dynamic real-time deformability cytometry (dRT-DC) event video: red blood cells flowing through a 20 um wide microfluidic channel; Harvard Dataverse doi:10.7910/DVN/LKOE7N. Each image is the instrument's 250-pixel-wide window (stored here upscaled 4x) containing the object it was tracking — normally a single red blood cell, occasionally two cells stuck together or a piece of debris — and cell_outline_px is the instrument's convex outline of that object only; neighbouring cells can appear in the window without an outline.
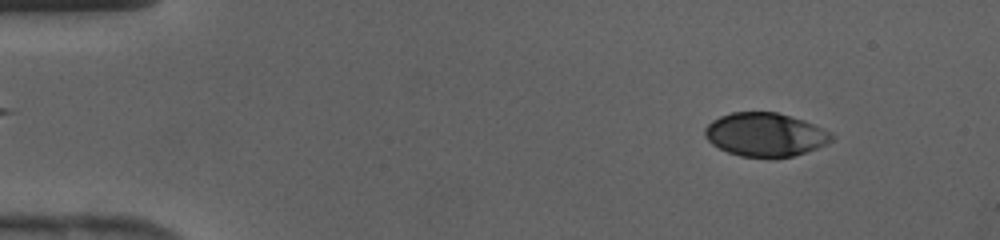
{"species": "human", "species_latin": "Homo sapiens", "temperature_condition": "cold", "stored_images_in_passage": 41, "camera_frame_rate_fps": 3000, "um_per_image_px": 0.085, "donor": {"sex": "female"}, "frame": {"image": 1, "passage_image": 4, "time_ms": 1.0, "image_size_px": [1000, 240], "cell_outline_px": [[832, 140], [816, 148], [792, 156], [740, 156], [728, 152], [712, 144], [704, 136], [704, 128], [712, 120], [720, 116], [732, 112], [776, 112], [804, 120], [828, 132], [832, 136]], "centroid_in_image_um": [64.98, 11.42], "position_along_channel_um": 20.0, "area_um2": 31.5}}
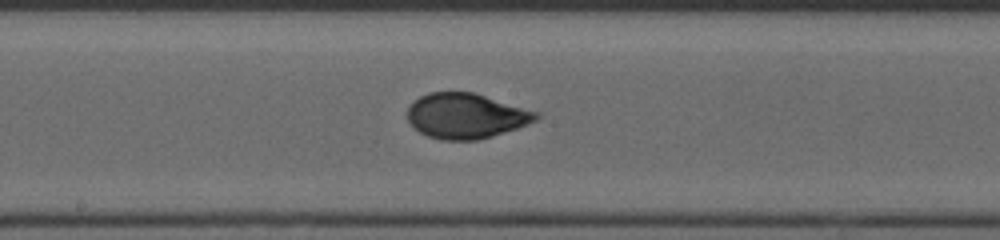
{"frame": {"image": 2, "passage_image": 22, "time_ms": 7.0, "image_size_px": [1000, 240], "cell_outline_px": [[540, 116], [536, 120], [528, 124], [492, 136], [476, 140], [440, 140], [428, 136], [420, 132], [408, 120], [408, 108], [420, 96], [428, 92], [472, 92], [540, 112]], "centroid_in_image_um": [39.63, 9.85], "position_along_channel_um": 208.6, "area_um2": 33.64}}
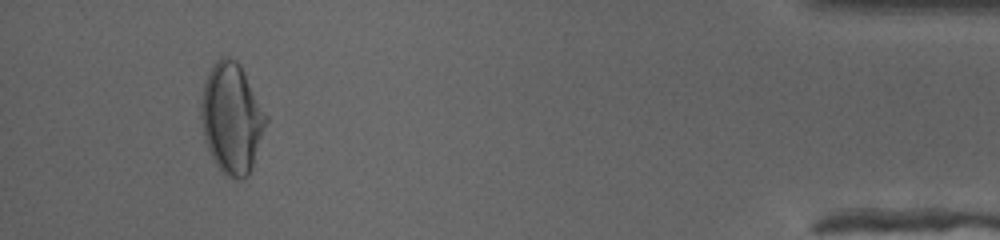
{"frame": {"image": 3, "passage_image": 39, "time_ms": 12.667, "image_size_px": [1000, 240], "cell_outline_px": [[268, 120], [248, 176], [240, 180], [236, 180], [224, 176], [220, 172], [212, 160], [204, 140], [200, 120], [200, 104], [204, 84], [208, 72], [212, 64], [220, 56], [228, 56], [236, 60], [240, 64], [268, 116]], "centroid_in_image_um": [19.67, 10.06], "position_along_channel_um": 415.5, "area_um2": 42.37}}